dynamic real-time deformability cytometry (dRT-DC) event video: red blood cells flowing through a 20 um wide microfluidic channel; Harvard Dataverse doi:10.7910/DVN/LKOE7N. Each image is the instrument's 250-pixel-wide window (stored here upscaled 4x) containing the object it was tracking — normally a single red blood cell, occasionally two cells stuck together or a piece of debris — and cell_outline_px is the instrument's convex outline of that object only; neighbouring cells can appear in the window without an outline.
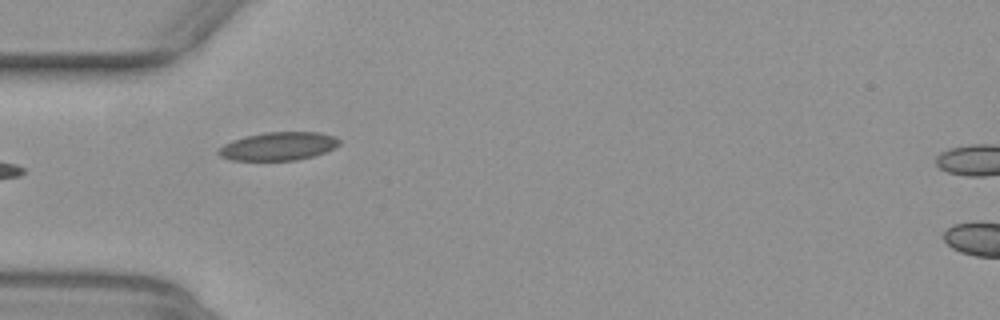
{"species": "common noctule bat (a hibernating species)", "species_latin": "Nyctalus noctula", "temperature_condition": "warm", "stored_images_in_passage": 23, "camera_frame_rate_fps": 3000, "um_per_image_px": 0.085, "animal": {"sex": "female", "body_mass_g": 29.2, "forearm_length_mm": 56.3}, "frame": {"image": 1, "passage_image": 1, "time_ms": 0.0, "image_size_px": [1000, 320], "cell_outline_px": [[336, 144], [332, 148], [308, 156], [288, 160], [240, 160], [224, 156], [220, 152], [220, 148], [236, 140], [252, 136], [272, 132], [312, 132], [328, 136], [336, 140]], "centroid_in_image_um": [23.64, 12.43], "position_along_channel_um": 61.4, "area_um2": 18.03}}